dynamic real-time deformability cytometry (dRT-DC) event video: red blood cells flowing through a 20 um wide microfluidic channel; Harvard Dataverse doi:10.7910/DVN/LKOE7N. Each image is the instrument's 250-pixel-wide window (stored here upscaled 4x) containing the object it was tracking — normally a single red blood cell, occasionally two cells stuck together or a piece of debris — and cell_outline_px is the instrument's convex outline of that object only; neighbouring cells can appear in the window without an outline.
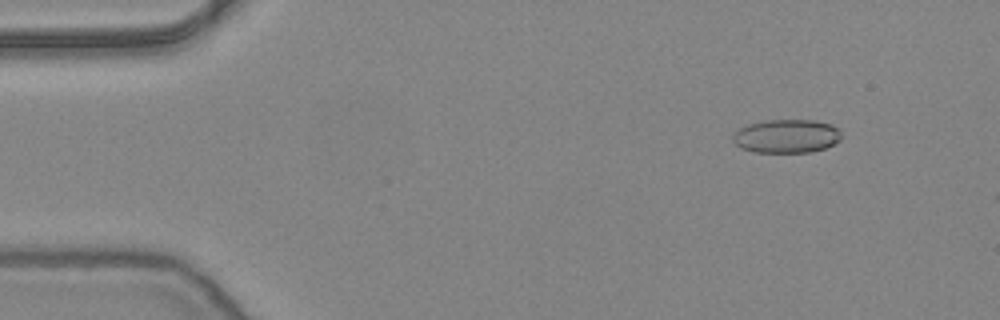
{"species": "common noctule bat (a hibernating species)", "species_latin": "Nyctalus noctula", "temperature_condition": "warm", "stored_images_in_passage": 10, "camera_frame_rate_fps": 3000, "um_per_image_px": 0.085, "animal": {"sex": "female", "body_mass_g": 24.6, "forearm_length_mm": 56.2}, "frame": {"image": 1, "passage_image": 6, "time_ms": 1.667, "image_size_px": [1000, 320], "cell_outline_px": [[840, 140], [824, 148], [812, 152], [756, 152], [740, 148], [732, 140], [732, 136], [740, 128], [748, 124], [764, 120], [812, 120], [832, 124], [840, 132]], "centroid_in_image_um": [66.83, 11.57], "position_along_channel_um": 18.2, "area_um2": 21.15}}